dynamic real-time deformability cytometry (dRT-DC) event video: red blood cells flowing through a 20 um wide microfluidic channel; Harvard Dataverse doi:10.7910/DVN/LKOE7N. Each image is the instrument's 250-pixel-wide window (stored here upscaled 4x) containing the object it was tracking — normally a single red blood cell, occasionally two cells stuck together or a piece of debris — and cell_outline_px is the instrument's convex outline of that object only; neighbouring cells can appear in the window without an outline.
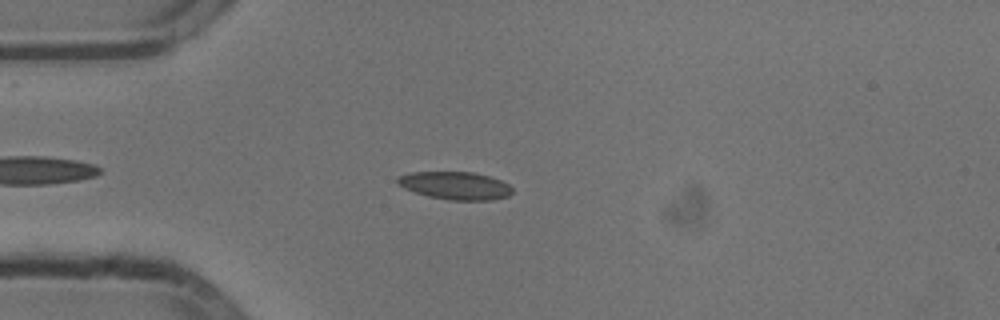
{"species": "common noctule bat (a hibernating species)", "species_latin": "Nyctalus noctula", "temperature_condition": "cold", "stored_images_in_passage": 45, "camera_frame_rate_fps": 3000, "um_per_image_px": 0.085, "animal": {"sex": "male", "body_mass_g": 13.3}, "frame": {"image": 1, "passage_image": 8, "time_ms": 2.333, "image_size_px": [1000, 320], "cell_outline_px": [[512, 192], [508, 196], [492, 200], [448, 200], [428, 196], [404, 188], [396, 184], [396, 180], [400, 176], [412, 172], [472, 172], [488, 176], [500, 180], [508, 184], [512, 188]], "centroid_in_image_um": [38.69, 15.78], "position_along_channel_um": 46.3, "area_um2": 18.5}}
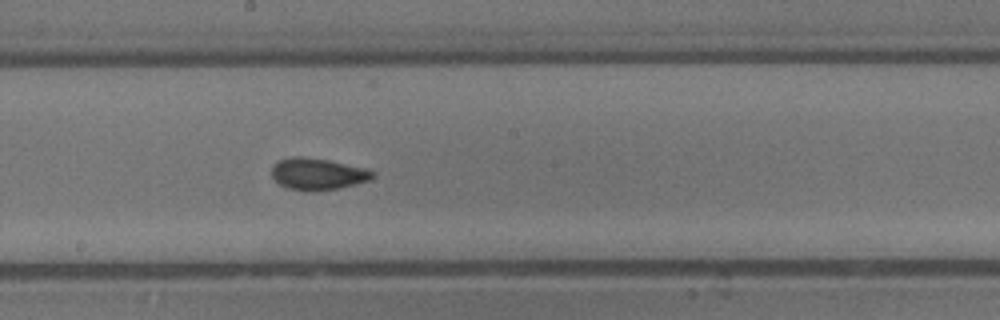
{"frame": {"image": 2, "passage_image": 23, "time_ms": 7.333, "image_size_px": [1000, 320], "cell_outline_px": [[376, 176], [372, 180], [340, 188], [312, 192], [308, 192], [288, 188], [280, 184], [272, 176], [272, 168], [280, 160], [292, 156], [304, 156], [328, 160], [364, 168], [372, 172]], "centroid_in_image_um": [27.02, 14.8], "position_along_channel_um": 221.2, "area_um2": 18.67}}
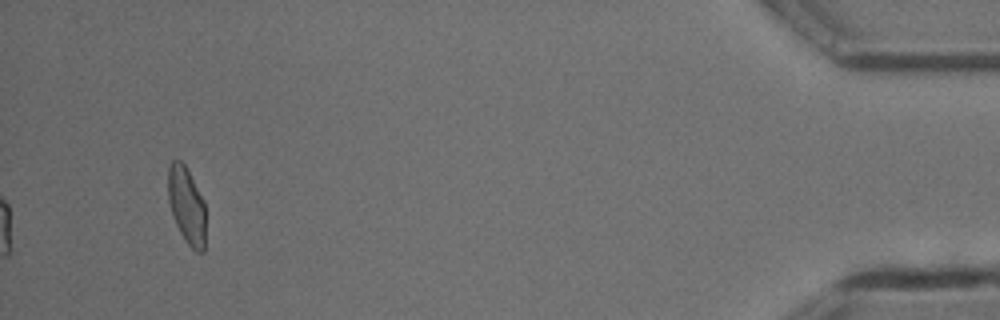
{"frame": {"image": 3, "passage_image": 45, "time_ms": 14.667, "image_size_px": [1000, 320], "cell_outline_px": [[204, 252], [196, 252], [188, 244], [180, 232], [172, 216], [168, 200], [168, 164], [172, 160], [180, 160], [184, 164], [204, 200]], "centroid_in_image_um": [15.84, 17.44], "position_along_channel_um": 419.4, "area_um2": 16.7}, "authors_computed_cell_mechanics": {"area_um2": 18.2648, "velocity_mm_per_s": 3.7978, "shape_relaxation_time_tau1_ms": 5.5482, "shape_relaxation_time_tau2_ms": 0.989, "deformation_change_tau1": 0.114, "deformation_change_tau2": 0.0584}}